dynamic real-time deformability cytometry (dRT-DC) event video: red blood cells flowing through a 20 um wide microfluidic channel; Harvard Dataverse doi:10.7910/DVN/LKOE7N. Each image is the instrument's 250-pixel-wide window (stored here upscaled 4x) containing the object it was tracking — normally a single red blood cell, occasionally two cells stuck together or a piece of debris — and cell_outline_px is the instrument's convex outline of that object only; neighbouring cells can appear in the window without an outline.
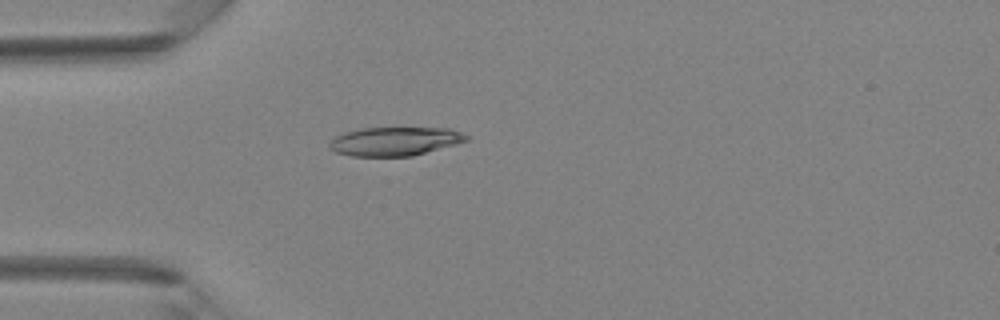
{"species": "Egyptian fruit bat (a non-hibernating species)", "species_latin": "Rousettus aegyptiacus", "temperature_condition": "room temperature", "stored_images_in_passage": 31, "camera_frame_rate_fps": 3000, "um_per_image_px": 0.085, "animal": {"sex": "female"}, "frame": {"image": 1, "passage_image": 1, "time_ms": 0.0, "image_size_px": [1000, 320], "cell_outline_px": [[468, 140], [456, 144], [412, 156], [352, 156], [336, 152], [328, 148], [328, 144], [336, 136], [344, 132], [364, 128], [448, 128], [460, 132], [468, 136]], "centroid_in_image_um": [33.54, 12.01], "position_along_channel_um": 51.5, "area_um2": 22.77}}
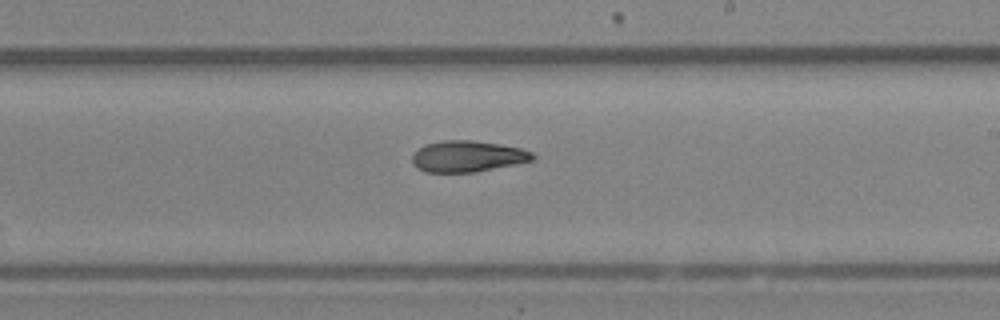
{"frame": {"image": 2, "passage_image": 14, "time_ms": 4.333, "image_size_px": [1000, 320], "cell_outline_px": [[536, 160], [476, 172], [424, 172], [416, 168], [412, 164], [412, 152], [424, 144], [444, 140], [472, 140], [500, 144], [520, 148], [532, 152], [536, 156]], "centroid_in_image_um": [39.72, 13.29], "position_along_channel_um": 249.3, "area_um2": 22.25}}
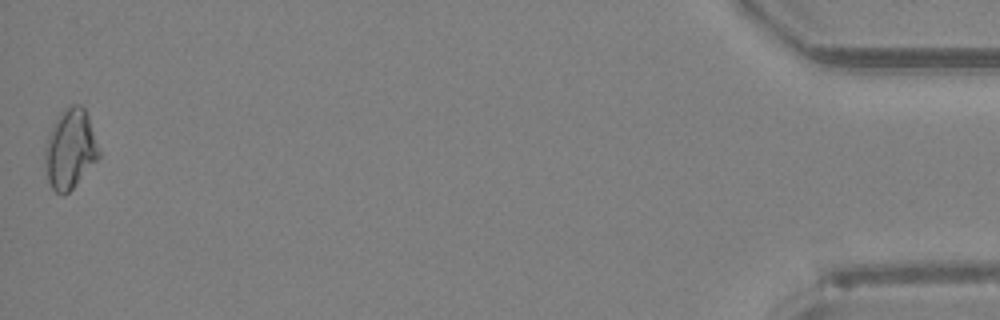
{"frame": {"image": 3, "passage_image": 31, "time_ms": 10.0, "image_size_px": [1000, 320], "cell_outline_px": [[100, 156], [76, 184], [64, 196], [60, 196], [52, 188], [48, 180], [44, 160], [44, 148], [48, 136], [60, 112], [68, 104], [80, 104], [84, 108], [88, 116], [100, 152]], "centroid_in_image_um": [5.95, 12.66], "position_along_channel_um": 429.3, "area_um2": 24.91}}